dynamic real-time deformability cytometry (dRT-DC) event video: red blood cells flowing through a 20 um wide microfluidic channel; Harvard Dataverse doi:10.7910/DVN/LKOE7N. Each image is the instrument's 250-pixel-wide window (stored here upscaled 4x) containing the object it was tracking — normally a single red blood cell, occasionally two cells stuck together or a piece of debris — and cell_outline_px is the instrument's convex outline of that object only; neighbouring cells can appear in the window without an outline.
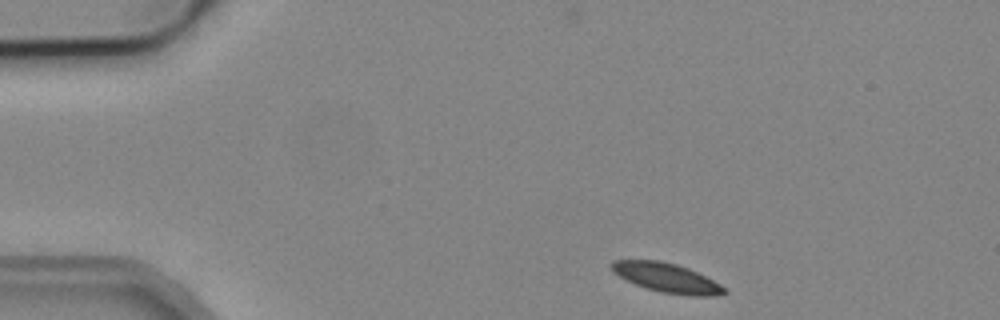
{"species": "common noctule bat (a hibernating species)", "species_latin": "Nyctalus noctula", "temperature_condition": "cold", "stored_images_in_passage": 4, "segment_of_instrument_passage": [1, 2], "camera_frame_rate_fps": 3000, "um_per_image_px": 0.085, "animal": {"sex": "male", "body_mass_g": 19.2, "forearm_length_mm": 51.8}, "frame": {"image": 1, "passage_image": 1, "time_ms": 0.0, "image_size_px": [1000, 320], "cell_outline_px": [[728, 292], [712, 296], [688, 296], [660, 292], [636, 284], [612, 272], [608, 264], [612, 260], [660, 260], [676, 264], [688, 268], [728, 288]], "centroid_in_image_um": [56.66, 23.61], "position_along_channel_um": 28.3, "area_um2": 19.25}}